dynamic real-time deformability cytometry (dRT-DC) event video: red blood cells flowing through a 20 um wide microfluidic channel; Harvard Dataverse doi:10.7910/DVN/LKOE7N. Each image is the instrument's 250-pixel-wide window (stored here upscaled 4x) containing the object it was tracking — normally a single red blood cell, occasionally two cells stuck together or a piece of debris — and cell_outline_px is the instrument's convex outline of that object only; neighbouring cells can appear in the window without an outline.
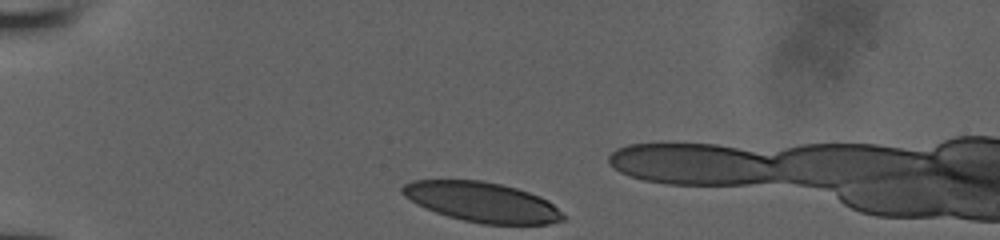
{"species": "human", "species_latin": "Homo sapiens", "temperature_condition": "room temperature", "stored_images_in_passage": 32, "camera_frame_rate_fps": 3000, "um_per_image_px": 0.085, "donor": {"sex": "male"}, "frame": {"image": 1, "passage_image": 1, "time_ms": 0.0, "image_size_px": [1000, 240], "cell_outline_px": [[564, 220], [548, 224], [484, 224], [464, 220], [448, 216], [436, 212], [404, 196], [400, 192], [400, 188], [404, 184], [412, 180], [480, 180], [500, 184], [516, 188], [540, 196], [548, 200], [564, 216]], "centroid_in_image_um": [40.97, 17.17], "position_along_channel_um": 44.0, "area_um2": 36.93}}
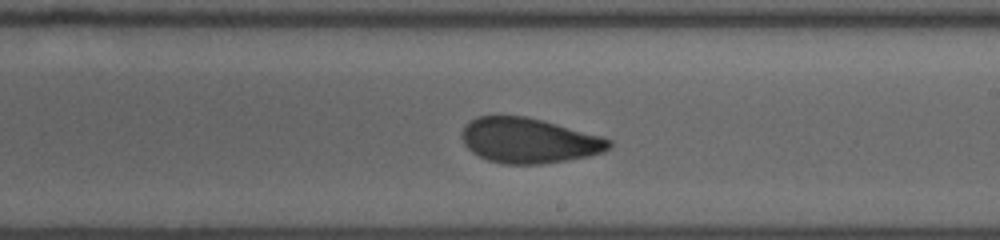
{"frame": {"image": 2, "passage_image": 19, "time_ms": 6.0, "image_size_px": [1000, 240], "cell_outline_px": [[612, 144], [604, 152], [588, 156], [540, 164], [504, 164], [488, 160], [472, 152], [464, 144], [460, 136], [460, 132], [464, 124], [476, 116], [528, 116], [544, 120], [600, 136], [612, 140]], "centroid_in_image_um": [44.9, 11.93], "position_along_channel_um": 244.1, "area_um2": 38.78}}
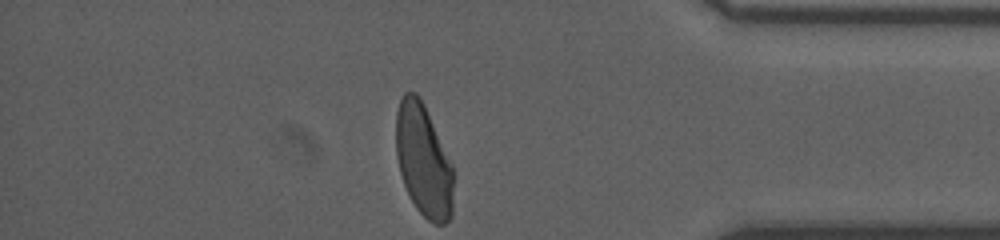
{"frame": {"image": 3, "passage_image": 32, "time_ms": 10.333, "image_size_px": [1000, 240], "cell_outline_px": [[452, 216], [444, 224], [436, 224], [428, 220], [416, 208], [404, 184], [400, 172], [396, 156], [396, 112], [400, 100], [404, 92], [416, 92], [420, 96], [424, 104], [452, 164]], "centroid_in_image_um": [35.98, 13.62], "position_along_channel_um": 399.2, "area_um2": 37.4}}